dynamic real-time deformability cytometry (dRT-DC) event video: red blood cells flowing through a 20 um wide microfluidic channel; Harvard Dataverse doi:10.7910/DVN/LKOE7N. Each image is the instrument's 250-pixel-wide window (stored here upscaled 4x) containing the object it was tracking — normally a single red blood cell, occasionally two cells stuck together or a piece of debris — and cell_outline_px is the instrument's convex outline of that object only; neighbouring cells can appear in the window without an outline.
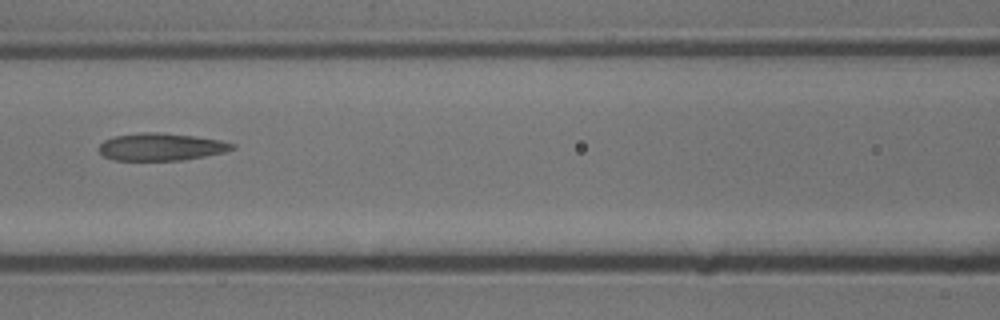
{"species": "common noctule bat (a hibernating species)", "species_latin": "Nyctalus noctula", "temperature_condition": "cold", "stored_images_in_passage": 6, "camera_frame_rate_fps": 3000, "um_per_image_px": 0.085, "animal": {"sex": "male", "body_mass_g": 13.3}, "frame": {"image": 1, "passage_image": 3, "time_ms": 0.667, "image_size_px": [1000, 320], "cell_outline_px": [[236, 148], [224, 152], [184, 160], [112, 160], [104, 156], [100, 152], [100, 144], [104, 140], [116, 136], [140, 132], [160, 132], [192, 136], [220, 140], [236, 144]], "centroid_in_image_um": [13.7, 12.48], "position_along_channel_um": 152.9, "area_um2": 21.21}}
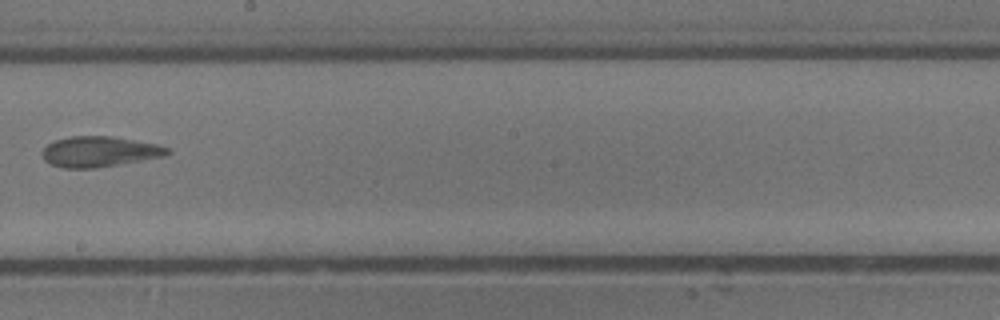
{"frame": {"image": 2, "passage_image": 5, "time_ms": 1.333, "image_size_px": [1000, 320], "cell_outline_px": [[172, 152], [164, 156], [92, 168], [64, 168], [52, 164], [44, 160], [40, 152], [48, 144], [56, 140], [72, 136], [112, 136], [156, 144], [172, 148]], "centroid_in_image_um": [8.45, 12.88], "position_along_channel_um": 239.8, "area_um2": 22.02}}
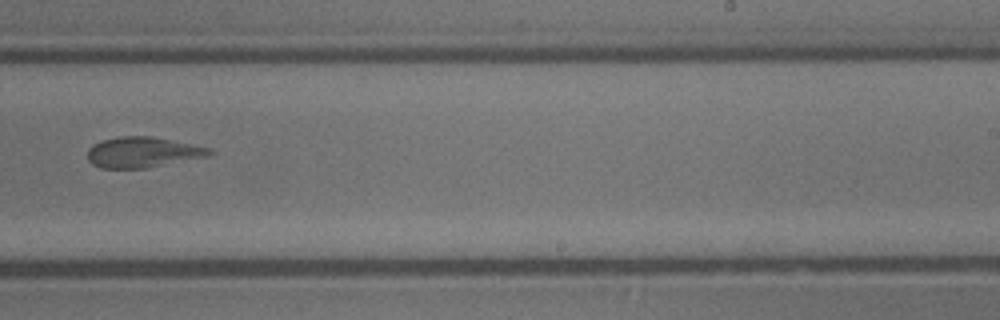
{"frame": {"image": 3, "passage_image": 6, "time_ms": 1.667, "image_size_px": [1000, 320], "cell_outline_px": [[216, 152], [208, 156], [144, 168], [100, 168], [92, 164], [88, 160], [88, 148], [92, 144], [104, 140], [120, 136], [152, 136], [192, 144], [208, 148]], "centroid_in_image_um": [12.1, 12.94], "position_along_channel_um": 276.9, "area_um2": 21.56}}